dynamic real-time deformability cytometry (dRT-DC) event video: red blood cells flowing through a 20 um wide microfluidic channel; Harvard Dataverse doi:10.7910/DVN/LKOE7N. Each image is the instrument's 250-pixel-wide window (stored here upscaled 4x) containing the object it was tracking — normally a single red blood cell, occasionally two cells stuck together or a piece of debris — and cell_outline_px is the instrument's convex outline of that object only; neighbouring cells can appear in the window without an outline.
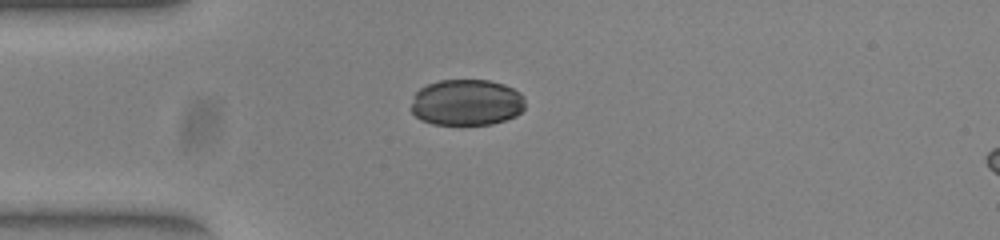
{"species": "common noctule bat (a hibernating species)", "species_latin": "Nyctalus noctula", "temperature_condition": "warm", "stored_images_in_passage": 39, "camera_frame_rate_fps": 3000, "um_per_image_px": 0.085, "animal": {"sex": "female", "body_mass_g": 23.0, "forearm_length_mm": 53.4}, "frame": {"image": 1, "passage_image": 1, "time_ms": 0.0, "image_size_px": [1000, 240], "cell_outline_px": [[524, 108], [516, 116], [492, 124], [432, 124], [420, 120], [412, 112], [412, 104], [416, 92], [420, 88], [428, 84], [440, 80], [488, 80], [504, 84], [520, 92], [524, 96]], "centroid_in_image_um": [39.67, 8.71], "position_along_channel_um": 45.3, "area_um2": 30.69}}
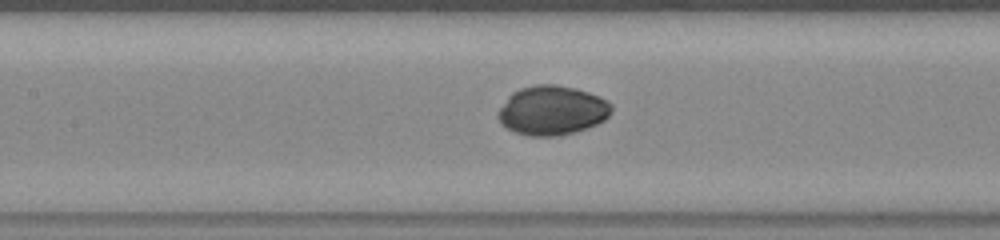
{"frame": {"image": 2, "passage_image": 11, "time_ms": 3.333, "image_size_px": [1000, 240], "cell_outline_px": [[612, 108], [608, 116], [604, 120], [596, 124], [572, 132], [556, 136], [528, 136], [516, 132], [508, 128], [500, 120], [500, 108], [508, 96], [512, 92], [520, 88], [536, 84], [556, 84], [576, 88], [600, 96], [608, 100], [612, 104]], "centroid_in_image_um": [46.96, 9.36], "position_along_channel_um": 160.4, "area_um2": 32.31}}
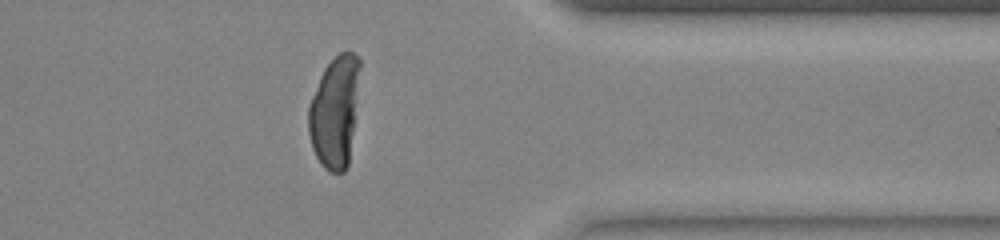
{"frame": {"image": 3, "passage_image": 29, "time_ms": 9.333, "image_size_px": [1000, 240], "cell_outline_px": [[360, 68], [348, 164], [344, 172], [332, 172], [324, 168], [316, 156], [312, 148], [308, 132], [308, 108], [312, 96], [320, 76], [324, 68], [340, 52], [352, 52], [360, 56]], "centroid_in_image_um": [28.43, 9.48], "position_along_channel_um": 383.0, "area_um2": 32.89}}